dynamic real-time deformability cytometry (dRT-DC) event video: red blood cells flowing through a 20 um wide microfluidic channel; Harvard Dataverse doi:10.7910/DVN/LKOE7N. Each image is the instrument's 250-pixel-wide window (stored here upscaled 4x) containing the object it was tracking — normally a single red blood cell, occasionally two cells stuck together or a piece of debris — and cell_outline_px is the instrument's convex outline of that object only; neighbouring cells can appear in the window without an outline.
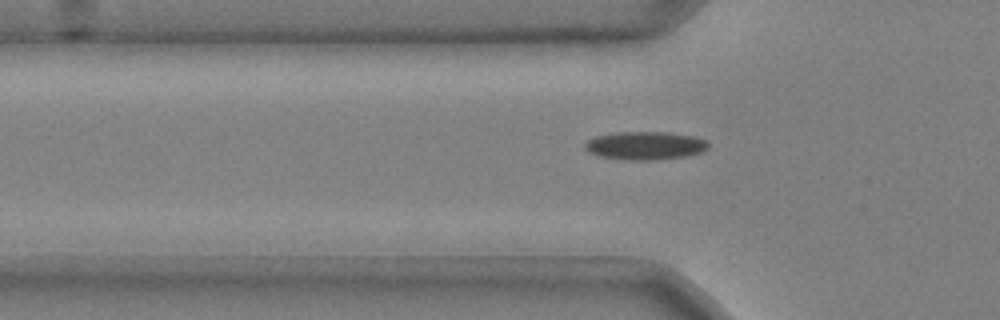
{"species": "common noctule bat (a hibernating species)", "species_latin": "Nyctalus noctula", "temperature_condition": "cold", "stored_images_in_passage": 33, "camera_frame_rate_fps": 3000, "um_per_image_px": 0.085, "animal": {"sex": "male", "body_mass_g": 20.4}, "frame": {"image": 1, "passage_image": 2, "time_ms": 0.333, "image_size_px": [1000, 320], "cell_outline_px": [[708, 148], [700, 152], [684, 156], [652, 160], [632, 160], [600, 156], [588, 152], [584, 148], [584, 144], [588, 140], [596, 136], [616, 132], [668, 132], [692, 136], [704, 140], [708, 144]], "centroid_in_image_um": [54.8, 12.37], "position_along_channel_um": 71.0, "area_um2": 20.0}}
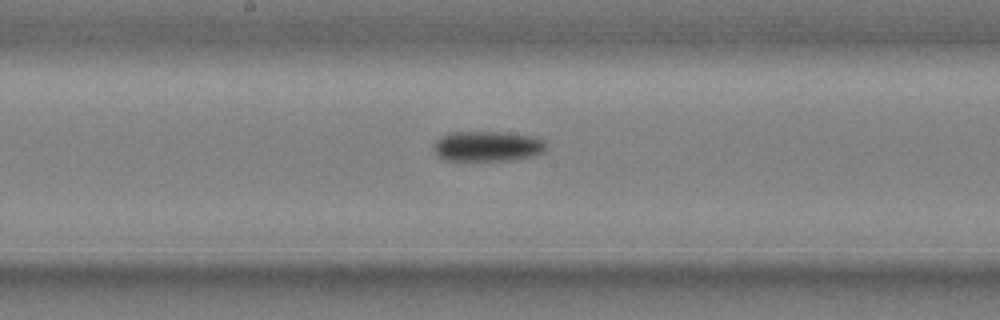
{"frame": {"image": 2, "passage_image": 13, "time_ms": 4.0, "image_size_px": [1000, 320], "cell_outline_px": [[548, 148], [544, 152], [536, 156], [512, 160], [444, 160], [432, 148], [432, 144], [440, 136], [448, 132], [500, 132], [540, 136], [544, 140]], "centroid_in_image_um": [41.49, 12.42], "position_along_channel_um": 206.7, "area_um2": 20.29}}
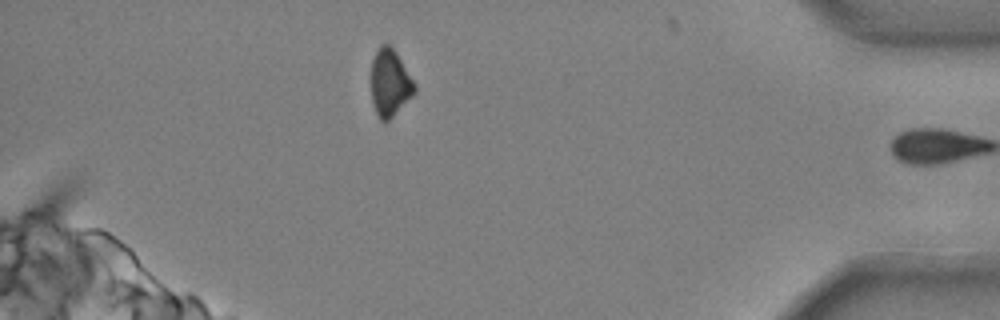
{"frame": {"image": 3, "passage_image": 32, "time_ms": 10.333, "image_size_px": [1000, 320], "cell_outline_px": [[416, 92], [388, 120], [380, 120], [376, 112], [372, 100], [368, 80], [368, 76], [372, 60], [380, 44], [388, 44], [396, 52], [416, 84]], "centroid_in_image_um": [33.09, 7.01], "position_along_channel_um": 402.1, "area_um2": 17.28}, "authors_computed_cell_mechanics": {"area_um2": 20.1722, "velocity_mm_per_s": 3.7006, "shape_relaxation_time_tau1_ms": 10.8575, "shape_relaxation_time_tau2_ms": null, "deformation_change_tau1": 0.1711, "deformation_change_tau2": null}}